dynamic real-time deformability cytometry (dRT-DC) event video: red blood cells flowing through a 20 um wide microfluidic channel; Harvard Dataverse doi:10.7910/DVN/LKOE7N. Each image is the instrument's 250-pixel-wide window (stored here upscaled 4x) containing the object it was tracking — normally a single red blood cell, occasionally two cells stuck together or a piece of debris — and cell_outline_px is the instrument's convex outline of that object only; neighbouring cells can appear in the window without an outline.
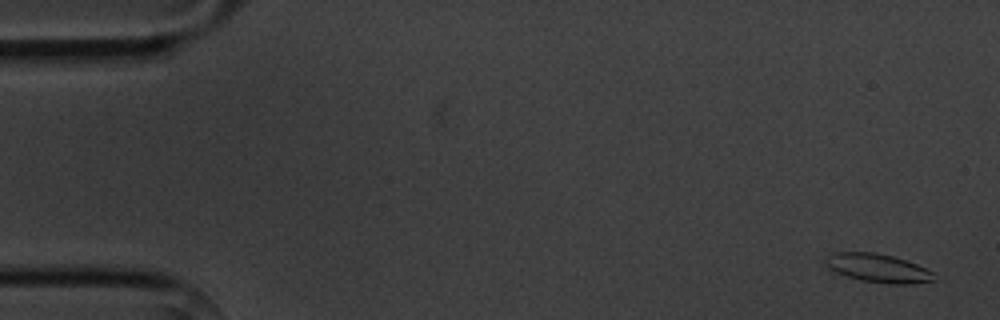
{"species": "common noctule bat (a hibernating species)", "species_latin": "Nyctalus noctula", "temperature_condition": "cold", "stored_images_in_passage": 9, "camera_frame_rate_fps": 3000, "um_per_image_px": 0.085, "animal": {"sex": "male", "body_mass_g": 20.1, "forearm_length_mm": 53.5}, "frame": {"image": 1, "passage_image": 1, "time_ms": 0.0, "image_size_px": [1000, 320], "cell_outline_px": [[936, 280], [912, 284], [888, 284], [860, 280], [836, 272], [828, 268], [824, 260], [824, 256], [836, 252], [876, 252], [892, 256], [916, 264], [936, 272]], "centroid_in_image_um": [74.65, 22.79], "position_along_channel_um": 10.3, "area_um2": 18.26}}
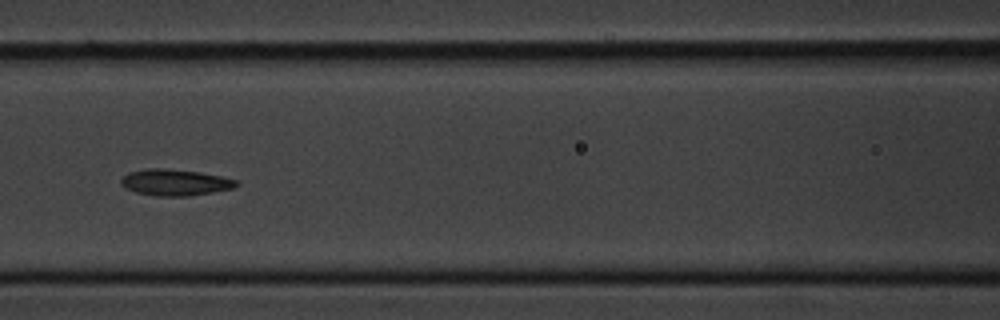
{"frame": {"image": 2, "passage_image": 7, "time_ms": 7.333, "image_size_px": [1000, 320], "cell_outline_px": [[240, 184], [232, 188], [212, 192], [188, 196], [160, 196], [136, 192], [124, 188], [120, 184], [120, 180], [128, 172], [148, 168], [168, 168], [200, 172], [220, 176], [236, 180]], "centroid_in_image_um": [14.85, 15.49], "position_along_channel_um": 151.8, "area_um2": 17.69}}
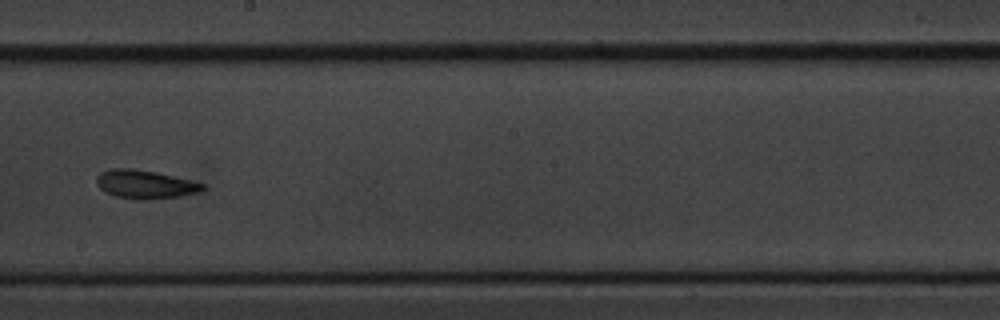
{"frame": {"image": 3, "passage_image": 9, "time_ms": 9.667, "image_size_px": [1000, 320], "cell_outline_px": [[204, 188], [200, 192], [180, 196], [144, 200], [136, 200], [116, 196], [104, 192], [96, 184], [96, 176], [100, 172], [108, 168], [132, 168], [156, 172], [204, 184]], "centroid_in_image_um": [12.26, 15.67], "position_along_channel_um": 235.9, "area_um2": 17.69}}